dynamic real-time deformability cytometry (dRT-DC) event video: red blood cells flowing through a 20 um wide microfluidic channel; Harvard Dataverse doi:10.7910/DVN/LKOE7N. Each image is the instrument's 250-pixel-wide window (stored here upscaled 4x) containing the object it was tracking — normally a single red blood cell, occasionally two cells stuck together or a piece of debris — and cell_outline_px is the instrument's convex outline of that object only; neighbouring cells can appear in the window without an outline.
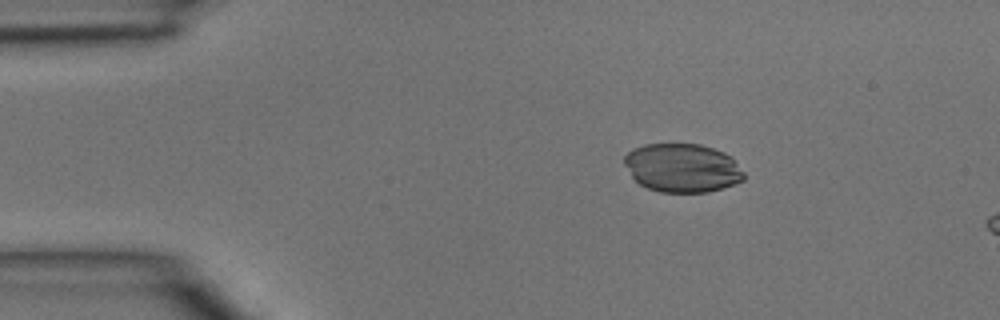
{"species": "common noctule bat (a hibernating species)", "species_latin": "Nyctalus noctula", "temperature_condition": "room temperature", "stored_images_in_passage": 40, "camera_frame_rate_fps": 3000, "um_per_image_px": 0.085, "animal": {"sex": "male", "body_mass_g": 15.6}, "frame": {"image": 1, "passage_image": 1, "time_ms": 0.0, "image_size_px": [1000, 320], "cell_outline_px": [[744, 180], [708, 192], [660, 192], [648, 188], [640, 184], [632, 176], [624, 164], [624, 156], [632, 148], [644, 144], [700, 144], [724, 152], [732, 156], [744, 172]], "centroid_in_image_um": [57.99, 14.26], "position_along_channel_um": 27.0, "area_um2": 33.93}}